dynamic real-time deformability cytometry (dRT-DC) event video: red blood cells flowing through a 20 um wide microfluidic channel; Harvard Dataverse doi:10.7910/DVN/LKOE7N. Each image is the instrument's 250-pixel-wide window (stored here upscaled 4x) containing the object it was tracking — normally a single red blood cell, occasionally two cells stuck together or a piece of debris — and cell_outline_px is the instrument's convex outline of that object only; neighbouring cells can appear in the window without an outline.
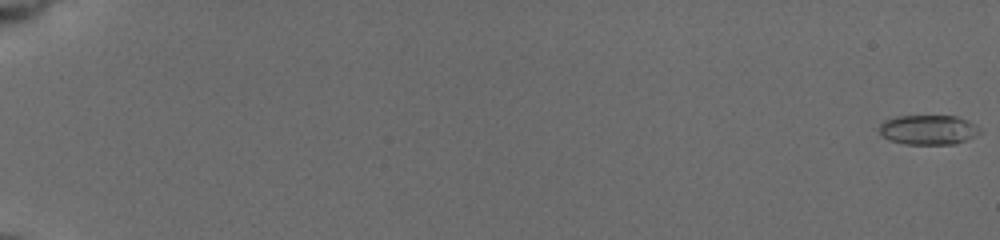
{"species": "common noctule bat (a hibernating species)", "species_latin": "Nyctalus noctula", "temperature_condition": "cold", "stored_images_in_passage": 58, "camera_frame_rate_fps": 3000, "um_per_image_px": 0.085, "animal": {"sex": "female", "body_mass_g": 19.5, "forearm_length_mm": 54.1}, "frame": {"image": 1, "passage_image": 1, "time_ms": 0.0, "image_size_px": [1000, 240], "cell_outline_px": [[984, 132], [964, 140], [952, 144], [904, 144], [892, 140], [884, 136], [880, 132], [880, 124], [884, 120], [896, 116], [956, 116], [968, 120], [980, 128]], "centroid_in_image_um": [78.93, 11.02], "position_along_channel_um": 6.1, "area_um2": 17.28}}
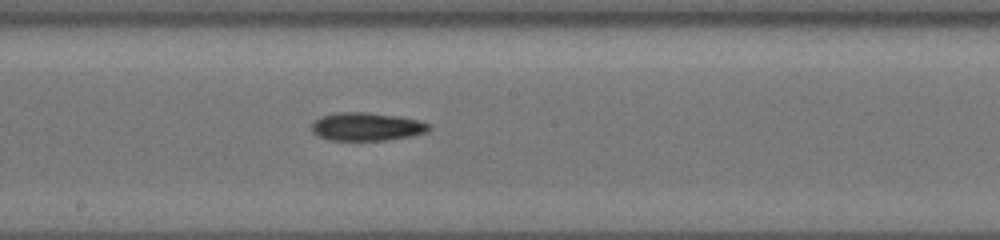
{"frame": {"image": 2, "passage_image": 35, "time_ms": 11.333, "image_size_px": [1000, 240], "cell_outline_px": [[432, 128], [424, 132], [412, 136], [384, 140], [328, 140], [312, 132], [312, 124], [320, 116], [336, 112], [364, 112], [396, 116], [420, 120], [428, 124]], "centroid_in_image_um": [31.15, 10.76], "position_along_channel_um": 217.0, "area_um2": 19.13}}
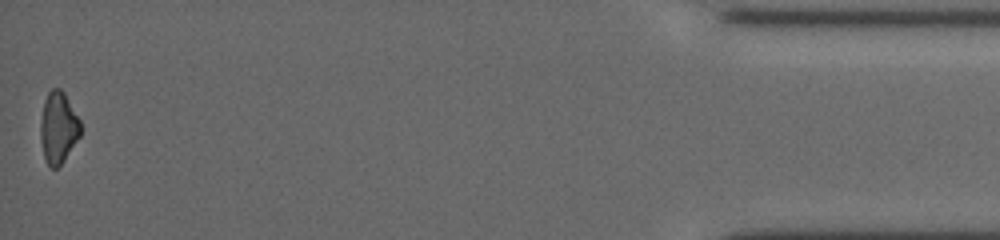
{"frame": {"image": 3, "passage_image": 58, "time_ms": 19.0, "image_size_px": [1000, 240], "cell_outline_px": [[80, 136], [64, 160], [56, 168], [52, 168], [48, 164], [44, 156], [40, 140], [40, 124], [44, 100], [48, 92], [52, 88], [60, 88], [64, 92], [80, 120]], "centroid_in_image_um": [4.95, 10.83], "position_along_channel_um": 430.3, "area_um2": 16.59}, "authors_computed_cell_mechanics": {"area_um2": 17.629, "velocity_mm_per_s": 3.774, "shape_relaxation_time_tau1_ms": 7.7661, "shape_relaxation_time_tau2_ms": null, "deformation_change_tau1": 0.1608, "deformation_change_tau2": null}}